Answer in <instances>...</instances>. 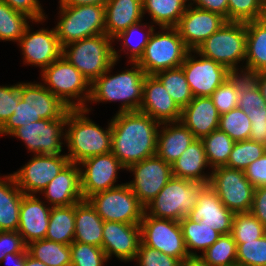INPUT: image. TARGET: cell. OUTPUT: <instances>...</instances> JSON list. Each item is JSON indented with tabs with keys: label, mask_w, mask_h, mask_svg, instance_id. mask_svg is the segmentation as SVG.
I'll return each instance as SVG.
<instances>
[{
	"label": "cell",
	"mask_w": 266,
	"mask_h": 266,
	"mask_svg": "<svg viewBox=\"0 0 266 266\" xmlns=\"http://www.w3.org/2000/svg\"><path fill=\"white\" fill-rule=\"evenodd\" d=\"M141 242L161 253L183 262L189 257L179 221L149 216L146 212L140 222Z\"/></svg>",
	"instance_id": "12"
},
{
	"label": "cell",
	"mask_w": 266,
	"mask_h": 266,
	"mask_svg": "<svg viewBox=\"0 0 266 266\" xmlns=\"http://www.w3.org/2000/svg\"><path fill=\"white\" fill-rule=\"evenodd\" d=\"M5 1L13 10L22 12L36 22H44L47 15H45L42 5L39 0H2ZM46 16V17H45Z\"/></svg>",
	"instance_id": "54"
},
{
	"label": "cell",
	"mask_w": 266,
	"mask_h": 266,
	"mask_svg": "<svg viewBox=\"0 0 266 266\" xmlns=\"http://www.w3.org/2000/svg\"><path fill=\"white\" fill-rule=\"evenodd\" d=\"M194 53V55H192ZM200 59H197V56ZM196 57V58H195ZM193 97H210L211 94L233 73L224 65L198 54L187 53L181 65Z\"/></svg>",
	"instance_id": "15"
},
{
	"label": "cell",
	"mask_w": 266,
	"mask_h": 266,
	"mask_svg": "<svg viewBox=\"0 0 266 266\" xmlns=\"http://www.w3.org/2000/svg\"><path fill=\"white\" fill-rule=\"evenodd\" d=\"M116 63L117 61L90 84L88 103L120 101L121 106L117 112L138 111L142 102L146 73L137 63H130L131 69L112 75L111 69Z\"/></svg>",
	"instance_id": "3"
},
{
	"label": "cell",
	"mask_w": 266,
	"mask_h": 266,
	"mask_svg": "<svg viewBox=\"0 0 266 266\" xmlns=\"http://www.w3.org/2000/svg\"><path fill=\"white\" fill-rule=\"evenodd\" d=\"M27 250L30 256L47 266H71L70 245L44 238L29 243Z\"/></svg>",
	"instance_id": "36"
},
{
	"label": "cell",
	"mask_w": 266,
	"mask_h": 266,
	"mask_svg": "<svg viewBox=\"0 0 266 266\" xmlns=\"http://www.w3.org/2000/svg\"><path fill=\"white\" fill-rule=\"evenodd\" d=\"M114 39L105 33L68 43L62 47V56L75 66L91 84L119 60L112 46ZM68 49V50H67Z\"/></svg>",
	"instance_id": "4"
},
{
	"label": "cell",
	"mask_w": 266,
	"mask_h": 266,
	"mask_svg": "<svg viewBox=\"0 0 266 266\" xmlns=\"http://www.w3.org/2000/svg\"><path fill=\"white\" fill-rule=\"evenodd\" d=\"M233 216L209 185L200 191L198 203L188 215L191 220L204 223L221 235L231 233Z\"/></svg>",
	"instance_id": "22"
},
{
	"label": "cell",
	"mask_w": 266,
	"mask_h": 266,
	"mask_svg": "<svg viewBox=\"0 0 266 266\" xmlns=\"http://www.w3.org/2000/svg\"><path fill=\"white\" fill-rule=\"evenodd\" d=\"M230 234L236 243H245L261 238L266 228L251 212L234 213Z\"/></svg>",
	"instance_id": "43"
},
{
	"label": "cell",
	"mask_w": 266,
	"mask_h": 266,
	"mask_svg": "<svg viewBox=\"0 0 266 266\" xmlns=\"http://www.w3.org/2000/svg\"><path fill=\"white\" fill-rule=\"evenodd\" d=\"M209 166L204 144L201 139L196 138L172 164V174L177 178L209 185L211 173L207 175L204 172Z\"/></svg>",
	"instance_id": "28"
},
{
	"label": "cell",
	"mask_w": 266,
	"mask_h": 266,
	"mask_svg": "<svg viewBox=\"0 0 266 266\" xmlns=\"http://www.w3.org/2000/svg\"><path fill=\"white\" fill-rule=\"evenodd\" d=\"M181 266H210L200 256H189L183 262Z\"/></svg>",
	"instance_id": "63"
},
{
	"label": "cell",
	"mask_w": 266,
	"mask_h": 266,
	"mask_svg": "<svg viewBox=\"0 0 266 266\" xmlns=\"http://www.w3.org/2000/svg\"><path fill=\"white\" fill-rule=\"evenodd\" d=\"M148 23L144 24L138 22L134 25H131L126 30L120 32L117 36H115L113 39L117 41H121L122 49H120L119 52L123 51L126 52L128 58L130 59V63H136L140 57L142 56L144 52V48L147 45L150 35L154 31V25L151 23V25H147ZM148 28V29H147ZM143 29H147V31H144ZM140 31H143L142 33ZM142 34V36L139 33ZM136 34H139V38L137 40Z\"/></svg>",
	"instance_id": "38"
},
{
	"label": "cell",
	"mask_w": 266,
	"mask_h": 266,
	"mask_svg": "<svg viewBox=\"0 0 266 266\" xmlns=\"http://www.w3.org/2000/svg\"><path fill=\"white\" fill-rule=\"evenodd\" d=\"M205 186L200 182L173 176L145 207V212L155 218L180 221L196 206L200 191Z\"/></svg>",
	"instance_id": "6"
},
{
	"label": "cell",
	"mask_w": 266,
	"mask_h": 266,
	"mask_svg": "<svg viewBox=\"0 0 266 266\" xmlns=\"http://www.w3.org/2000/svg\"><path fill=\"white\" fill-rule=\"evenodd\" d=\"M75 233V204L52 207L45 239L70 245Z\"/></svg>",
	"instance_id": "35"
},
{
	"label": "cell",
	"mask_w": 266,
	"mask_h": 266,
	"mask_svg": "<svg viewBox=\"0 0 266 266\" xmlns=\"http://www.w3.org/2000/svg\"><path fill=\"white\" fill-rule=\"evenodd\" d=\"M266 17V0H228V22H242Z\"/></svg>",
	"instance_id": "46"
},
{
	"label": "cell",
	"mask_w": 266,
	"mask_h": 266,
	"mask_svg": "<svg viewBox=\"0 0 266 266\" xmlns=\"http://www.w3.org/2000/svg\"><path fill=\"white\" fill-rule=\"evenodd\" d=\"M250 139L266 146V122L251 123Z\"/></svg>",
	"instance_id": "58"
},
{
	"label": "cell",
	"mask_w": 266,
	"mask_h": 266,
	"mask_svg": "<svg viewBox=\"0 0 266 266\" xmlns=\"http://www.w3.org/2000/svg\"><path fill=\"white\" fill-rule=\"evenodd\" d=\"M246 37V23L227 21L195 51L224 65L232 73H242L238 63L245 61Z\"/></svg>",
	"instance_id": "7"
},
{
	"label": "cell",
	"mask_w": 266,
	"mask_h": 266,
	"mask_svg": "<svg viewBox=\"0 0 266 266\" xmlns=\"http://www.w3.org/2000/svg\"><path fill=\"white\" fill-rule=\"evenodd\" d=\"M43 85L70 109H85L90 83L63 56L41 71ZM77 101V102H75Z\"/></svg>",
	"instance_id": "5"
},
{
	"label": "cell",
	"mask_w": 266,
	"mask_h": 266,
	"mask_svg": "<svg viewBox=\"0 0 266 266\" xmlns=\"http://www.w3.org/2000/svg\"><path fill=\"white\" fill-rule=\"evenodd\" d=\"M238 107L242 110H257L266 108V101L262 97L255 81L247 76L239 86Z\"/></svg>",
	"instance_id": "49"
},
{
	"label": "cell",
	"mask_w": 266,
	"mask_h": 266,
	"mask_svg": "<svg viewBox=\"0 0 266 266\" xmlns=\"http://www.w3.org/2000/svg\"><path fill=\"white\" fill-rule=\"evenodd\" d=\"M79 167L84 200L95 193L120 186L115 184L118 179L117 171L126 170L112 152L87 158L79 163Z\"/></svg>",
	"instance_id": "17"
},
{
	"label": "cell",
	"mask_w": 266,
	"mask_h": 266,
	"mask_svg": "<svg viewBox=\"0 0 266 266\" xmlns=\"http://www.w3.org/2000/svg\"><path fill=\"white\" fill-rule=\"evenodd\" d=\"M150 35L140 59L136 62L146 73H155L170 68L180 67L190 51L176 28L161 27Z\"/></svg>",
	"instance_id": "9"
},
{
	"label": "cell",
	"mask_w": 266,
	"mask_h": 266,
	"mask_svg": "<svg viewBox=\"0 0 266 266\" xmlns=\"http://www.w3.org/2000/svg\"><path fill=\"white\" fill-rule=\"evenodd\" d=\"M12 176L26 195H38L70 163L66 154H33Z\"/></svg>",
	"instance_id": "14"
},
{
	"label": "cell",
	"mask_w": 266,
	"mask_h": 266,
	"mask_svg": "<svg viewBox=\"0 0 266 266\" xmlns=\"http://www.w3.org/2000/svg\"><path fill=\"white\" fill-rule=\"evenodd\" d=\"M90 111L87 105L85 109H70L67 113L63 141L68 146L66 156L70 163L79 164L87 158L111 152V121L104 130L88 116L86 117Z\"/></svg>",
	"instance_id": "2"
},
{
	"label": "cell",
	"mask_w": 266,
	"mask_h": 266,
	"mask_svg": "<svg viewBox=\"0 0 266 266\" xmlns=\"http://www.w3.org/2000/svg\"><path fill=\"white\" fill-rule=\"evenodd\" d=\"M18 45L21 47L23 63L40 67L41 71L62 56V46L54 28L31 32L29 25Z\"/></svg>",
	"instance_id": "18"
},
{
	"label": "cell",
	"mask_w": 266,
	"mask_h": 266,
	"mask_svg": "<svg viewBox=\"0 0 266 266\" xmlns=\"http://www.w3.org/2000/svg\"><path fill=\"white\" fill-rule=\"evenodd\" d=\"M37 195H23L17 231L26 245L44 239L47 233L51 206Z\"/></svg>",
	"instance_id": "23"
},
{
	"label": "cell",
	"mask_w": 266,
	"mask_h": 266,
	"mask_svg": "<svg viewBox=\"0 0 266 266\" xmlns=\"http://www.w3.org/2000/svg\"><path fill=\"white\" fill-rule=\"evenodd\" d=\"M247 114L251 123L266 122V108L257 110H242Z\"/></svg>",
	"instance_id": "61"
},
{
	"label": "cell",
	"mask_w": 266,
	"mask_h": 266,
	"mask_svg": "<svg viewBox=\"0 0 266 266\" xmlns=\"http://www.w3.org/2000/svg\"><path fill=\"white\" fill-rule=\"evenodd\" d=\"M218 129L235 142L248 140L251 134V121L242 109L236 107L220 115Z\"/></svg>",
	"instance_id": "44"
},
{
	"label": "cell",
	"mask_w": 266,
	"mask_h": 266,
	"mask_svg": "<svg viewBox=\"0 0 266 266\" xmlns=\"http://www.w3.org/2000/svg\"><path fill=\"white\" fill-rule=\"evenodd\" d=\"M25 266H47V265L27 254Z\"/></svg>",
	"instance_id": "64"
},
{
	"label": "cell",
	"mask_w": 266,
	"mask_h": 266,
	"mask_svg": "<svg viewBox=\"0 0 266 266\" xmlns=\"http://www.w3.org/2000/svg\"><path fill=\"white\" fill-rule=\"evenodd\" d=\"M66 120L41 119L17 128L10 136L21 139L29 152L34 154H60L65 144L62 140L65 139Z\"/></svg>",
	"instance_id": "16"
},
{
	"label": "cell",
	"mask_w": 266,
	"mask_h": 266,
	"mask_svg": "<svg viewBox=\"0 0 266 266\" xmlns=\"http://www.w3.org/2000/svg\"><path fill=\"white\" fill-rule=\"evenodd\" d=\"M70 250L71 266H104L108 261L104 250L91 244L73 241Z\"/></svg>",
	"instance_id": "48"
},
{
	"label": "cell",
	"mask_w": 266,
	"mask_h": 266,
	"mask_svg": "<svg viewBox=\"0 0 266 266\" xmlns=\"http://www.w3.org/2000/svg\"><path fill=\"white\" fill-rule=\"evenodd\" d=\"M36 121L35 117H33V111L30 105L20 98L16 109H14V113L0 128V135L10 136L17 128Z\"/></svg>",
	"instance_id": "51"
},
{
	"label": "cell",
	"mask_w": 266,
	"mask_h": 266,
	"mask_svg": "<svg viewBox=\"0 0 266 266\" xmlns=\"http://www.w3.org/2000/svg\"><path fill=\"white\" fill-rule=\"evenodd\" d=\"M246 33V64L242 73L250 76L266 70V17L247 22Z\"/></svg>",
	"instance_id": "30"
},
{
	"label": "cell",
	"mask_w": 266,
	"mask_h": 266,
	"mask_svg": "<svg viewBox=\"0 0 266 266\" xmlns=\"http://www.w3.org/2000/svg\"><path fill=\"white\" fill-rule=\"evenodd\" d=\"M33 19L28 15L13 10L5 1L0 0V40L19 42Z\"/></svg>",
	"instance_id": "39"
},
{
	"label": "cell",
	"mask_w": 266,
	"mask_h": 266,
	"mask_svg": "<svg viewBox=\"0 0 266 266\" xmlns=\"http://www.w3.org/2000/svg\"><path fill=\"white\" fill-rule=\"evenodd\" d=\"M140 243V225L104 221L101 248L104 250L108 260L115 255L116 258L123 262L134 261Z\"/></svg>",
	"instance_id": "20"
},
{
	"label": "cell",
	"mask_w": 266,
	"mask_h": 266,
	"mask_svg": "<svg viewBox=\"0 0 266 266\" xmlns=\"http://www.w3.org/2000/svg\"><path fill=\"white\" fill-rule=\"evenodd\" d=\"M134 178L126 182L140 203L146 207L173 177L172 165L158 155L130 165L127 169Z\"/></svg>",
	"instance_id": "13"
},
{
	"label": "cell",
	"mask_w": 266,
	"mask_h": 266,
	"mask_svg": "<svg viewBox=\"0 0 266 266\" xmlns=\"http://www.w3.org/2000/svg\"><path fill=\"white\" fill-rule=\"evenodd\" d=\"M51 207L83 201L79 164L69 163L41 192Z\"/></svg>",
	"instance_id": "24"
},
{
	"label": "cell",
	"mask_w": 266,
	"mask_h": 266,
	"mask_svg": "<svg viewBox=\"0 0 266 266\" xmlns=\"http://www.w3.org/2000/svg\"><path fill=\"white\" fill-rule=\"evenodd\" d=\"M250 212L266 228V186L255 188L252 207Z\"/></svg>",
	"instance_id": "56"
},
{
	"label": "cell",
	"mask_w": 266,
	"mask_h": 266,
	"mask_svg": "<svg viewBox=\"0 0 266 266\" xmlns=\"http://www.w3.org/2000/svg\"><path fill=\"white\" fill-rule=\"evenodd\" d=\"M245 177L255 187L266 186V152L244 171Z\"/></svg>",
	"instance_id": "55"
},
{
	"label": "cell",
	"mask_w": 266,
	"mask_h": 266,
	"mask_svg": "<svg viewBox=\"0 0 266 266\" xmlns=\"http://www.w3.org/2000/svg\"><path fill=\"white\" fill-rule=\"evenodd\" d=\"M209 186L233 213L250 212L255 187L243 170L221 166L211 170Z\"/></svg>",
	"instance_id": "11"
},
{
	"label": "cell",
	"mask_w": 266,
	"mask_h": 266,
	"mask_svg": "<svg viewBox=\"0 0 266 266\" xmlns=\"http://www.w3.org/2000/svg\"><path fill=\"white\" fill-rule=\"evenodd\" d=\"M226 22V18L222 15L193 7L189 3L175 28L186 47L191 51L196 50Z\"/></svg>",
	"instance_id": "19"
},
{
	"label": "cell",
	"mask_w": 266,
	"mask_h": 266,
	"mask_svg": "<svg viewBox=\"0 0 266 266\" xmlns=\"http://www.w3.org/2000/svg\"><path fill=\"white\" fill-rule=\"evenodd\" d=\"M103 221L140 225L145 207L127 183L95 193L86 199Z\"/></svg>",
	"instance_id": "10"
},
{
	"label": "cell",
	"mask_w": 266,
	"mask_h": 266,
	"mask_svg": "<svg viewBox=\"0 0 266 266\" xmlns=\"http://www.w3.org/2000/svg\"><path fill=\"white\" fill-rule=\"evenodd\" d=\"M139 111L160 124L180 121L181 118V109L154 75L145 76Z\"/></svg>",
	"instance_id": "21"
},
{
	"label": "cell",
	"mask_w": 266,
	"mask_h": 266,
	"mask_svg": "<svg viewBox=\"0 0 266 266\" xmlns=\"http://www.w3.org/2000/svg\"><path fill=\"white\" fill-rule=\"evenodd\" d=\"M108 0H59V5L64 6H77V5H89L98 4L105 5Z\"/></svg>",
	"instance_id": "62"
},
{
	"label": "cell",
	"mask_w": 266,
	"mask_h": 266,
	"mask_svg": "<svg viewBox=\"0 0 266 266\" xmlns=\"http://www.w3.org/2000/svg\"><path fill=\"white\" fill-rule=\"evenodd\" d=\"M27 254V249L24 252L20 253H9L3 257V260L1 262L11 261L14 264L13 266H25Z\"/></svg>",
	"instance_id": "59"
},
{
	"label": "cell",
	"mask_w": 266,
	"mask_h": 266,
	"mask_svg": "<svg viewBox=\"0 0 266 266\" xmlns=\"http://www.w3.org/2000/svg\"><path fill=\"white\" fill-rule=\"evenodd\" d=\"M266 152V146L251 139L235 142L226 167L243 170Z\"/></svg>",
	"instance_id": "45"
},
{
	"label": "cell",
	"mask_w": 266,
	"mask_h": 266,
	"mask_svg": "<svg viewBox=\"0 0 266 266\" xmlns=\"http://www.w3.org/2000/svg\"><path fill=\"white\" fill-rule=\"evenodd\" d=\"M160 126L156 155L172 165L196 138L181 121L161 123Z\"/></svg>",
	"instance_id": "27"
},
{
	"label": "cell",
	"mask_w": 266,
	"mask_h": 266,
	"mask_svg": "<svg viewBox=\"0 0 266 266\" xmlns=\"http://www.w3.org/2000/svg\"><path fill=\"white\" fill-rule=\"evenodd\" d=\"M237 244V266H266V234Z\"/></svg>",
	"instance_id": "47"
},
{
	"label": "cell",
	"mask_w": 266,
	"mask_h": 266,
	"mask_svg": "<svg viewBox=\"0 0 266 266\" xmlns=\"http://www.w3.org/2000/svg\"><path fill=\"white\" fill-rule=\"evenodd\" d=\"M246 77L243 73H233L211 94L220 115L238 107L239 86Z\"/></svg>",
	"instance_id": "42"
},
{
	"label": "cell",
	"mask_w": 266,
	"mask_h": 266,
	"mask_svg": "<svg viewBox=\"0 0 266 266\" xmlns=\"http://www.w3.org/2000/svg\"><path fill=\"white\" fill-rule=\"evenodd\" d=\"M142 0H108L105 4V34L111 38L142 21Z\"/></svg>",
	"instance_id": "29"
},
{
	"label": "cell",
	"mask_w": 266,
	"mask_h": 266,
	"mask_svg": "<svg viewBox=\"0 0 266 266\" xmlns=\"http://www.w3.org/2000/svg\"><path fill=\"white\" fill-rule=\"evenodd\" d=\"M260 89L262 97L266 101V70L250 75Z\"/></svg>",
	"instance_id": "60"
},
{
	"label": "cell",
	"mask_w": 266,
	"mask_h": 266,
	"mask_svg": "<svg viewBox=\"0 0 266 266\" xmlns=\"http://www.w3.org/2000/svg\"><path fill=\"white\" fill-rule=\"evenodd\" d=\"M160 123L138 111L117 112L111 119V152L127 169L156 155Z\"/></svg>",
	"instance_id": "1"
},
{
	"label": "cell",
	"mask_w": 266,
	"mask_h": 266,
	"mask_svg": "<svg viewBox=\"0 0 266 266\" xmlns=\"http://www.w3.org/2000/svg\"><path fill=\"white\" fill-rule=\"evenodd\" d=\"M20 98L19 82L15 85L0 86V128L14 113V109H16Z\"/></svg>",
	"instance_id": "52"
},
{
	"label": "cell",
	"mask_w": 266,
	"mask_h": 266,
	"mask_svg": "<svg viewBox=\"0 0 266 266\" xmlns=\"http://www.w3.org/2000/svg\"><path fill=\"white\" fill-rule=\"evenodd\" d=\"M188 1L190 0H142L143 16L147 12L152 23L160 28H175L190 3Z\"/></svg>",
	"instance_id": "33"
},
{
	"label": "cell",
	"mask_w": 266,
	"mask_h": 266,
	"mask_svg": "<svg viewBox=\"0 0 266 266\" xmlns=\"http://www.w3.org/2000/svg\"><path fill=\"white\" fill-rule=\"evenodd\" d=\"M3 178L0 177V231H17L24 193L12 174L3 175Z\"/></svg>",
	"instance_id": "31"
},
{
	"label": "cell",
	"mask_w": 266,
	"mask_h": 266,
	"mask_svg": "<svg viewBox=\"0 0 266 266\" xmlns=\"http://www.w3.org/2000/svg\"><path fill=\"white\" fill-rule=\"evenodd\" d=\"M59 8V18L54 29L62 47L105 33V5H59Z\"/></svg>",
	"instance_id": "8"
},
{
	"label": "cell",
	"mask_w": 266,
	"mask_h": 266,
	"mask_svg": "<svg viewBox=\"0 0 266 266\" xmlns=\"http://www.w3.org/2000/svg\"><path fill=\"white\" fill-rule=\"evenodd\" d=\"M201 140L210 165L209 169L213 170L217 167L226 166L235 141L219 129L212 131Z\"/></svg>",
	"instance_id": "40"
},
{
	"label": "cell",
	"mask_w": 266,
	"mask_h": 266,
	"mask_svg": "<svg viewBox=\"0 0 266 266\" xmlns=\"http://www.w3.org/2000/svg\"><path fill=\"white\" fill-rule=\"evenodd\" d=\"M134 261L139 266H181L179 259L145 246L142 242L139 245Z\"/></svg>",
	"instance_id": "50"
},
{
	"label": "cell",
	"mask_w": 266,
	"mask_h": 266,
	"mask_svg": "<svg viewBox=\"0 0 266 266\" xmlns=\"http://www.w3.org/2000/svg\"><path fill=\"white\" fill-rule=\"evenodd\" d=\"M103 223L87 200L76 203L74 241L102 247Z\"/></svg>",
	"instance_id": "32"
},
{
	"label": "cell",
	"mask_w": 266,
	"mask_h": 266,
	"mask_svg": "<svg viewBox=\"0 0 266 266\" xmlns=\"http://www.w3.org/2000/svg\"><path fill=\"white\" fill-rule=\"evenodd\" d=\"M194 7L215 12L226 18L228 21V0H190Z\"/></svg>",
	"instance_id": "57"
},
{
	"label": "cell",
	"mask_w": 266,
	"mask_h": 266,
	"mask_svg": "<svg viewBox=\"0 0 266 266\" xmlns=\"http://www.w3.org/2000/svg\"><path fill=\"white\" fill-rule=\"evenodd\" d=\"M20 96L30 105L33 117L37 121L67 118V113L70 110L42 82L40 84L37 82H20Z\"/></svg>",
	"instance_id": "25"
},
{
	"label": "cell",
	"mask_w": 266,
	"mask_h": 266,
	"mask_svg": "<svg viewBox=\"0 0 266 266\" xmlns=\"http://www.w3.org/2000/svg\"><path fill=\"white\" fill-rule=\"evenodd\" d=\"M179 223L189 256H199L196 250H202V254L221 236V234L212 227L201 222H195L188 216L182 218ZM193 249L195 251H193Z\"/></svg>",
	"instance_id": "34"
},
{
	"label": "cell",
	"mask_w": 266,
	"mask_h": 266,
	"mask_svg": "<svg viewBox=\"0 0 266 266\" xmlns=\"http://www.w3.org/2000/svg\"><path fill=\"white\" fill-rule=\"evenodd\" d=\"M199 256L210 266H237V244L231 234H223Z\"/></svg>",
	"instance_id": "41"
},
{
	"label": "cell",
	"mask_w": 266,
	"mask_h": 266,
	"mask_svg": "<svg viewBox=\"0 0 266 266\" xmlns=\"http://www.w3.org/2000/svg\"><path fill=\"white\" fill-rule=\"evenodd\" d=\"M220 114L210 97H193L181 110L180 121L197 139H202L219 128Z\"/></svg>",
	"instance_id": "26"
},
{
	"label": "cell",
	"mask_w": 266,
	"mask_h": 266,
	"mask_svg": "<svg viewBox=\"0 0 266 266\" xmlns=\"http://www.w3.org/2000/svg\"><path fill=\"white\" fill-rule=\"evenodd\" d=\"M154 76L163 84L181 110L193 100L192 91L181 66L159 71Z\"/></svg>",
	"instance_id": "37"
},
{
	"label": "cell",
	"mask_w": 266,
	"mask_h": 266,
	"mask_svg": "<svg viewBox=\"0 0 266 266\" xmlns=\"http://www.w3.org/2000/svg\"><path fill=\"white\" fill-rule=\"evenodd\" d=\"M27 249L18 231H0V263L9 253H20Z\"/></svg>",
	"instance_id": "53"
}]
</instances>
